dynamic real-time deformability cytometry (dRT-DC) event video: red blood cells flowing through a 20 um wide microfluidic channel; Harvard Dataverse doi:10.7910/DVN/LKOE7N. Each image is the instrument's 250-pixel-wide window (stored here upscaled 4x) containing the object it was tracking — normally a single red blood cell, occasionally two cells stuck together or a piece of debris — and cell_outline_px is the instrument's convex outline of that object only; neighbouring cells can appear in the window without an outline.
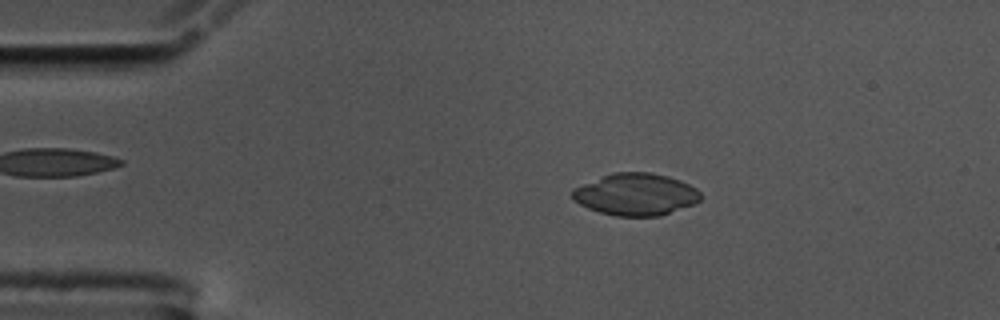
{"species": "common noctule bat (a hibernating species)", "species_latin": "Nyctalus noctula", "temperature_condition": "cold", "stored_images_in_passage": 23, "camera_frame_rate_fps": 3000, "um_per_image_px": 0.085, "animal": {"sex": "male", "body_mass_g": 17.5, "forearm_length_mm": 52.3}, "frame": {"image": 1, "passage_image": 5, "time_ms": 1.333, "image_size_px": [1000, 320], "cell_outline_px": [[700, 200], [696, 204], [660, 216], [616, 216], [600, 212], [588, 208], [572, 200], [572, 188], [612, 172], [652, 172], [668, 176], [680, 180], [696, 188], [700, 192]], "centroid_in_image_um": [54.04, 16.52], "position_along_channel_um": 31.0, "area_um2": 31.62}}
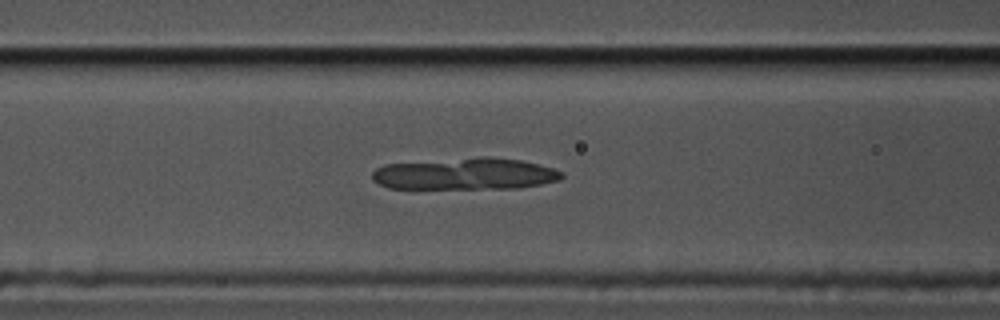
{"frame": {"image": 2, "passage_image": 17, "time_ms": 5.333, "image_size_px": [1000, 320], "cell_outline_px": [[564, 176], [560, 180], [520, 188], [388, 188], [372, 180], [372, 172], [376, 168], [384, 164], [484, 156], [488, 156], [520, 160], [552, 168], [564, 172]], "centroid_in_image_um": [39.54, 14.77], "position_along_channel_um": 127.1, "area_um2": 35.08}}